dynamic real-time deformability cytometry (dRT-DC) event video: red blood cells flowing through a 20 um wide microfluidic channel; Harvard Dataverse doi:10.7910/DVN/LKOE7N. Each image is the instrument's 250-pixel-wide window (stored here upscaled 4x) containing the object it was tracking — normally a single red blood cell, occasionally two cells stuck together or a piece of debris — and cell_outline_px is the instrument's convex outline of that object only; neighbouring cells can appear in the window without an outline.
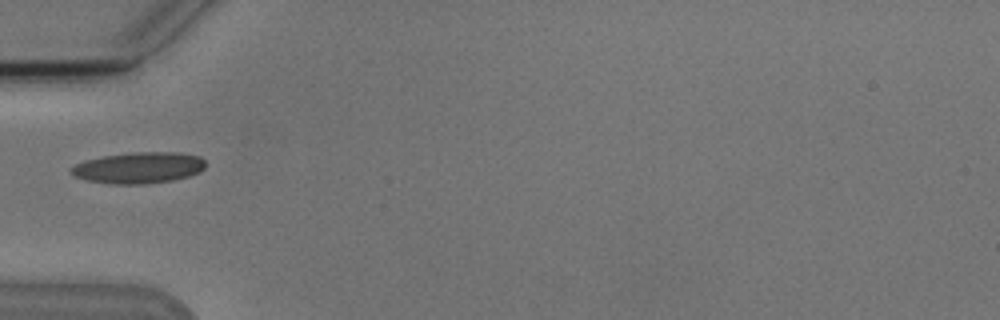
{"species": "Egyptian fruit bat (a non-hibernating species)", "species_latin": "Rousettus aegyptiacus", "temperature_condition": "cold", "stored_images_in_passage": 6, "camera_frame_rate_fps": 3000, "um_per_image_px": 0.085, "animal": {"sex": "male"}, "frame": {"image": 1, "passage_image": 5, "time_ms": 4.667, "image_size_px": [1000, 320], "cell_outline_px": [[204, 168], [200, 172], [188, 176], [172, 180], [144, 184], [112, 184], [88, 180], [76, 176], [68, 172], [68, 168], [84, 160], [104, 156], [132, 152], [180, 152], [200, 156], [204, 160]], "centroid_in_image_um": [11.78, 14.25], "position_along_channel_um": 73.2, "area_um2": 24.51}}